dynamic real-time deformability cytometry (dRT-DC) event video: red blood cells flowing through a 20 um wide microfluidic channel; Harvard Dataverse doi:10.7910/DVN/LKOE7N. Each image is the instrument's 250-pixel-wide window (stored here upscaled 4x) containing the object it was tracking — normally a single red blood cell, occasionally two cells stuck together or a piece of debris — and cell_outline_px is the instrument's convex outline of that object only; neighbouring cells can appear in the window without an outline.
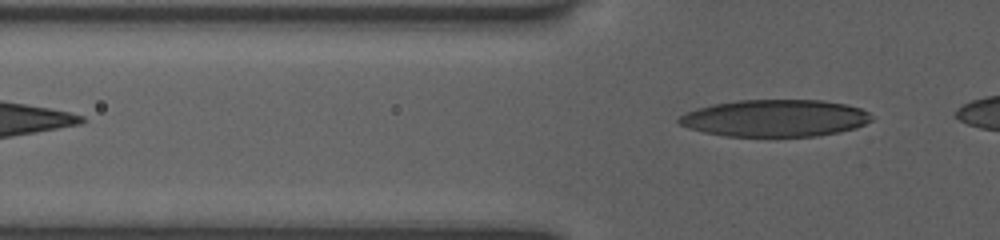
{"species": "human", "species_latin": "Homo sapiens", "temperature_condition": "room temperature", "stored_images_in_passage": 4, "segment_of_instrument_passage": [2, 2], "camera_frame_rate_fps": 3000, "um_per_image_px": 0.085, "donor": {"sex": "female"}, "frame": {"image": 1, "passage_image": 4, "time_ms": 1.0, "image_size_px": [1000, 240], "cell_outline_px": [[872, 120], [856, 128], [840, 132], [816, 136], [724, 136], [704, 132], [688, 128], [680, 124], [676, 120], [680, 116], [696, 108], [712, 104], [740, 100], [824, 100], [844, 104], [860, 108], [868, 112], [872, 116]], "centroid_in_image_um": [65.88, 10.04], "position_along_channel_um": 59.9, "area_um2": 41.62}}